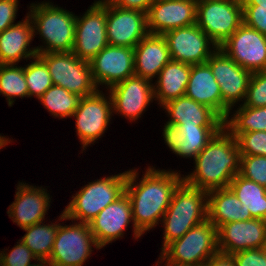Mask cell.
I'll return each mask as SVG.
<instances>
[{"label":"cell","instance_id":"cell-1","mask_svg":"<svg viewBox=\"0 0 266 266\" xmlns=\"http://www.w3.org/2000/svg\"><path fill=\"white\" fill-rule=\"evenodd\" d=\"M142 174L139 178V168L127 169L125 193L131 201L134 226L144 235L161 223L183 175L180 170L156 169L152 165Z\"/></svg>","mask_w":266,"mask_h":266},{"label":"cell","instance_id":"cell-2","mask_svg":"<svg viewBox=\"0 0 266 266\" xmlns=\"http://www.w3.org/2000/svg\"><path fill=\"white\" fill-rule=\"evenodd\" d=\"M193 163L192 171L183 174V181L187 185L206 191L229 188L232 179L240 172L236 137L223 126Z\"/></svg>","mask_w":266,"mask_h":266},{"label":"cell","instance_id":"cell-3","mask_svg":"<svg viewBox=\"0 0 266 266\" xmlns=\"http://www.w3.org/2000/svg\"><path fill=\"white\" fill-rule=\"evenodd\" d=\"M37 2L30 3L27 14L33 23L34 38L39 35L42 39V44L36 46L38 54L72 52L77 14L49 0Z\"/></svg>","mask_w":266,"mask_h":266},{"label":"cell","instance_id":"cell-4","mask_svg":"<svg viewBox=\"0 0 266 266\" xmlns=\"http://www.w3.org/2000/svg\"><path fill=\"white\" fill-rule=\"evenodd\" d=\"M208 191L187 185L184 181L173 193L171 203L161 220L162 251L191 228L207 220Z\"/></svg>","mask_w":266,"mask_h":266},{"label":"cell","instance_id":"cell-5","mask_svg":"<svg viewBox=\"0 0 266 266\" xmlns=\"http://www.w3.org/2000/svg\"><path fill=\"white\" fill-rule=\"evenodd\" d=\"M72 194V199L63 209L65 217L76 222L89 223L107 205L125 193L127 171L99 177Z\"/></svg>","mask_w":266,"mask_h":266},{"label":"cell","instance_id":"cell-6","mask_svg":"<svg viewBox=\"0 0 266 266\" xmlns=\"http://www.w3.org/2000/svg\"><path fill=\"white\" fill-rule=\"evenodd\" d=\"M70 221L62 211V222L57 229L56 238L49 261L53 266H84L94 250H100L90 231L88 223ZM94 248V250H93Z\"/></svg>","mask_w":266,"mask_h":266},{"label":"cell","instance_id":"cell-7","mask_svg":"<svg viewBox=\"0 0 266 266\" xmlns=\"http://www.w3.org/2000/svg\"><path fill=\"white\" fill-rule=\"evenodd\" d=\"M217 252V228L207 219L169 243L160 253L175 264L203 266Z\"/></svg>","mask_w":266,"mask_h":266},{"label":"cell","instance_id":"cell-8","mask_svg":"<svg viewBox=\"0 0 266 266\" xmlns=\"http://www.w3.org/2000/svg\"><path fill=\"white\" fill-rule=\"evenodd\" d=\"M98 89L95 93L80 98L71 119H75L76 136L80 140L81 152L94 145L105 135L113 116L112 100L108 91ZM108 95V96H106Z\"/></svg>","mask_w":266,"mask_h":266},{"label":"cell","instance_id":"cell-9","mask_svg":"<svg viewBox=\"0 0 266 266\" xmlns=\"http://www.w3.org/2000/svg\"><path fill=\"white\" fill-rule=\"evenodd\" d=\"M196 24L219 47L242 24L241 0H197Z\"/></svg>","mask_w":266,"mask_h":266},{"label":"cell","instance_id":"cell-10","mask_svg":"<svg viewBox=\"0 0 266 266\" xmlns=\"http://www.w3.org/2000/svg\"><path fill=\"white\" fill-rule=\"evenodd\" d=\"M38 56L46 63L54 85L80 97L98 90L90 63L78 58L73 52L41 53Z\"/></svg>","mask_w":266,"mask_h":266},{"label":"cell","instance_id":"cell-11","mask_svg":"<svg viewBox=\"0 0 266 266\" xmlns=\"http://www.w3.org/2000/svg\"><path fill=\"white\" fill-rule=\"evenodd\" d=\"M106 22L107 0H94L82 15L76 16L72 52L78 58L89 62L108 45Z\"/></svg>","mask_w":266,"mask_h":266},{"label":"cell","instance_id":"cell-12","mask_svg":"<svg viewBox=\"0 0 266 266\" xmlns=\"http://www.w3.org/2000/svg\"><path fill=\"white\" fill-rule=\"evenodd\" d=\"M220 86L222 94V119L225 120L232 107L244 102L251 72L239 66L220 48L206 61Z\"/></svg>","mask_w":266,"mask_h":266},{"label":"cell","instance_id":"cell-13","mask_svg":"<svg viewBox=\"0 0 266 266\" xmlns=\"http://www.w3.org/2000/svg\"><path fill=\"white\" fill-rule=\"evenodd\" d=\"M113 116L118 115L130 123L142 118L154 100L153 82L142 77L132 76L108 88Z\"/></svg>","mask_w":266,"mask_h":266},{"label":"cell","instance_id":"cell-14","mask_svg":"<svg viewBox=\"0 0 266 266\" xmlns=\"http://www.w3.org/2000/svg\"><path fill=\"white\" fill-rule=\"evenodd\" d=\"M88 224L100 249L113 241L124 238L125 230H128L130 224H132V236L135 241L143 236L134 226L131 201L126 193L107 205Z\"/></svg>","mask_w":266,"mask_h":266},{"label":"cell","instance_id":"cell-15","mask_svg":"<svg viewBox=\"0 0 266 266\" xmlns=\"http://www.w3.org/2000/svg\"><path fill=\"white\" fill-rule=\"evenodd\" d=\"M163 36L168 44L171 60L189 65L206 63L218 49L197 24L176 28Z\"/></svg>","mask_w":266,"mask_h":266},{"label":"cell","instance_id":"cell-16","mask_svg":"<svg viewBox=\"0 0 266 266\" xmlns=\"http://www.w3.org/2000/svg\"><path fill=\"white\" fill-rule=\"evenodd\" d=\"M218 48L251 73L266 71V36L244 23Z\"/></svg>","mask_w":266,"mask_h":266},{"label":"cell","instance_id":"cell-17","mask_svg":"<svg viewBox=\"0 0 266 266\" xmlns=\"http://www.w3.org/2000/svg\"><path fill=\"white\" fill-rule=\"evenodd\" d=\"M97 88H110L135 75L134 48L107 45L89 61ZM101 86V87H100Z\"/></svg>","mask_w":266,"mask_h":266},{"label":"cell","instance_id":"cell-18","mask_svg":"<svg viewBox=\"0 0 266 266\" xmlns=\"http://www.w3.org/2000/svg\"><path fill=\"white\" fill-rule=\"evenodd\" d=\"M17 184L14 201L7 210L8 217L21 229L45 221L52 203L47 188L25 181H18Z\"/></svg>","mask_w":266,"mask_h":266},{"label":"cell","instance_id":"cell-19","mask_svg":"<svg viewBox=\"0 0 266 266\" xmlns=\"http://www.w3.org/2000/svg\"><path fill=\"white\" fill-rule=\"evenodd\" d=\"M106 33L109 45L134 48L149 33L147 14L113 6L107 0Z\"/></svg>","mask_w":266,"mask_h":266},{"label":"cell","instance_id":"cell-20","mask_svg":"<svg viewBox=\"0 0 266 266\" xmlns=\"http://www.w3.org/2000/svg\"><path fill=\"white\" fill-rule=\"evenodd\" d=\"M197 0H155L147 13L150 34L196 24Z\"/></svg>","mask_w":266,"mask_h":266},{"label":"cell","instance_id":"cell-21","mask_svg":"<svg viewBox=\"0 0 266 266\" xmlns=\"http://www.w3.org/2000/svg\"><path fill=\"white\" fill-rule=\"evenodd\" d=\"M218 251L233 255L247 249L264 248L266 220L251 219L222 225L217 230Z\"/></svg>","mask_w":266,"mask_h":266},{"label":"cell","instance_id":"cell-22","mask_svg":"<svg viewBox=\"0 0 266 266\" xmlns=\"http://www.w3.org/2000/svg\"><path fill=\"white\" fill-rule=\"evenodd\" d=\"M159 109L168 117L163 129L171 130L175 125L224 126V120L214 110L186 96L172 99Z\"/></svg>","mask_w":266,"mask_h":266},{"label":"cell","instance_id":"cell-23","mask_svg":"<svg viewBox=\"0 0 266 266\" xmlns=\"http://www.w3.org/2000/svg\"><path fill=\"white\" fill-rule=\"evenodd\" d=\"M223 126H185L175 125L171 130L162 129L166 147L178 156L193 161L205 148L209 140ZM191 158V159H190Z\"/></svg>","mask_w":266,"mask_h":266},{"label":"cell","instance_id":"cell-24","mask_svg":"<svg viewBox=\"0 0 266 266\" xmlns=\"http://www.w3.org/2000/svg\"><path fill=\"white\" fill-rule=\"evenodd\" d=\"M32 41L33 23L26 13L24 19L0 33V64H18L36 57V47H30Z\"/></svg>","mask_w":266,"mask_h":266},{"label":"cell","instance_id":"cell-25","mask_svg":"<svg viewBox=\"0 0 266 266\" xmlns=\"http://www.w3.org/2000/svg\"><path fill=\"white\" fill-rule=\"evenodd\" d=\"M170 61L168 44L163 35L148 33L134 47L135 76L154 82Z\"/></svg>","mask_w":266,"mask_h":266},{"label":"cell","instance_id":"cell-26","mask_svg":"<svg viewBox=\"0 0 266 266\" xmlns=\"http://www.w3.org/2000/svg\"><path fill=\"white\" fill-rule=\"evenodd\" d=\"M185 96L208 106L222 118V94L207 63L191 65Z\"/></svg>","mask_w":266,"mask_h":266},{"label":"cell","instance_id":"cell-27","mask_svg":"<svg viewBox=\"0 0 266 266\" xmlns=\"http://www.w3.org/2000/svg\"><path fill=\"white\" fill-rule=\"evenodd\" d=\"M207 219L218 230L226 223L253 218L230 188H221L208 191Z\"/></svg>","mask_w":266,"mask_h":266},{"label":"cell","instance_id":"cell-28","mask_svg":"<svg viewBox=\"0 0 266 266\" xmlns=\"http://www.w3.org/2000/svg\"><path fill=\"white\" fill-rule=\"evenodd\" d=\"M190 73L189 64L174 60L167 63L153 82L156 104L161 107L172 99L185 96Z\"/></svg>","mask_w":266,"mask_h":266},{"label":"cell","instance_id":"cell-29","mask_svg":"<svg viewBox=\"0 0 266 266\" xmlns=\"http://www.w3.org/2000/svg\"><path fill=\"white\" fill-rule=\"evenodd\" d=\"M229 188L236 194L252 218L266 220V187L248 180L239 173L230 182Z\"/></svg>","mask_w":266,"mask_h":266},{"label":"cell","instance_id":"cell-30","mask_svg":"<svg viewBox=\"0 0 266 266\" xmlns=\"http://www.w3.org/2000/svg\"><path fill=\"white\" fill-rule=\"evenodd\" d=\"M57 219V220H56ZM55 222L42 221L21 230L26 233L20 240L33 252L38 260H49L56 238L57 229L62 221V212Z\"/></svg>","mask_w":266,"mask_h":266},{"label":"cell","instance_id":"cell-31","mask_svg":"<svg viewBox=\"0 0 266 266\" xmlns=\"http://www.w3.org/2000/svg\"><path fill=\"white\" fill-rule=\"evenodd\" d=\"M235 107L230 109L224 120V127L234 137L245 132L266 131V106L247 107L238 105Z\"/></svg>","mask_w":266,"mask_h":266},{"label":"cell","instance_id":"cell-32","mask_svg":"<svg viewBox=\"0 0 266 266\" xmlns=\"http://www.w3.org/2000/svg\"><path fill=\"white\" fill-rule=\"evenodd\" d=\"M80 98L65 88L53 84L38 100L53 118L60 120L71 118Z\"/></svg>","mask_w":266,"mask_h":266},{"label":"cell","instance_id":"cell-33","mask_svg":"<svg viewBox=\"0 0 266 266\" xmlns=\"http://www.w3.org/2000/svg\"><path fill=\"white\" fill-rule=\"evenodd\" d=\"M0 95L6 97L8 107H12L17 98H28L24 65L0 64Z\"/></svg>","mask_w":266,"mask_h":266},{"label":"cell","instance_id":"cell-34","mask_svg":"<svg viewBox=\"0 0 266 266\" xmlns=\"http://www.w3.org/2000/svg\"><path fill=\"white\" fill-rule=\"evenodd\" d=\"M24 64L28 98L39 99L52 85V77L46 63L37 55Z\"/></svg>","mask_w":266,"mask_h":266},{"label":"cell","instance_id":"cell-35","mask_svg":"<svg viewBox=\"0 0 266 266\" xmlns=\"http://www.w3.org/2000/svg\"><path fill=\"white\" fill-rule=\"evenodd\" d=\"M239 174L266 187V156L240 155Z\"/></svg>","mask_w":266,"mask_h":266},{"label":"cell","instance_id":"cell-36","mask_svg":"<svg viewBox=\"0 0 266 266\" xmlns=\"http://www.w3.org/2000/svg\"><path fill=\"white\" fill-rule=\"evenodd\" d=\"M37 261L38 258L20 239L12 249L0 250V266H32Z\"/></svg>","mask_w":266,"mask_h":266},{"label":"cell","instance_id":"cell-37","mask_svg":"<svg viewBox=\"0 0 266 266\" xmlns=\"http://www.w3.org/2000/svg\"><path fill=\"white\" fill-rule=\"evenodd\" d=\"M247 107L266 106V71L251 74L244 102Z\"/></svg>","mask_w":266,"mask_h":266},{"label":"cell","instance_id":"cell-38","mask_svg":"<svg viewBox=\"0 0 266 266\" xmlns=\"http://www.w3.org/2000/svg\"><path fill=\"white\" fill-rule=\"evenodd\" d=\"M236 141L240 155L266 156V131L241 133Z\"/></svg>","mask_w":266,"mask_h":266},{"label":"cell","instance_id":"cell-39","mask_svg":"<svg viewBox=\"0 0 266 266\" xmlns=\"http://www.w3.org/2000/svg\"><path fill=\"white\" fill-rule=\"evenodd\" d=\"M243 23L266 36V1L242 2Z\"/></svg>","mask_w":266,"mask_h":266},{"label":"cell","instance_id":"cell-40","mask_svg":"<svg viewBox=\"0 0 266 266\" xmlns=\"http://www.w3.org/2000/svg\"><path fill=\"white\" fill-rule=\"evenodd\" d=\"M236 266H266L264 248L247 249L233 254Z\"/></svg>","mask_w":266,"mask_h":266},{"label":"cell","instance_id":"cell-41","mask_svg":"<svg viewBox=\"0 0 266 266\" xmlns=\"http://www.w3.org/2000/svg\"><path fill=\"white\" fill-rule=\"evenodd\" d=\"M18 6L19 0H0V33L16 23Z\"/></svg>","mask_w":266,"mask_h":266},{"label":"cell","instance_id":"cell-42","mask_svg":"<svg viewBox=\"0 0 266 266\" xmlns=\"http://www.w3.org/2000/svg\"><path fill=\"white\" fill-rule=\"evenodd\" d=\"M113 6L124 9L139 10L148 13L150 6L155 0H108Z\"/></svg>","mask_w":266,"mask_h":266},{"label":"cell","instance_id":"cell-43","mask_svg":"<svg viewBox=\"0 0 266 266\" xmlns=\"http://www.w3.org/2000/svg\"><path fill=\"white\" fill-rule=\"evenodd\" d=\"M203 266H236L233 255L217 252Z\"/></svg>","mask_w":266,"mask_h":266},{"label":"cell","instance_id":"cell-44","mask_svg":"<svg viewBox=\"0 0 266 266\" xmlns=\"http://www.w3.org/2000/svg\"><path fill=\"white\" fill-rule=\"evenodd\" d=\"M13 142V138L10 139L8 136H4L0 134V150L5 149L7 145L11 144Z\"/></svg>","mask_w":266,"mask_h":266},{"label":"cell","instance_id":"cell-45","mask_svg":"<svg viewBox=\"0 0 266 266\" xmlns=\"http://www.w3.org/2000/svg\"><path fill=\"white\" fill-rule=\"evenodd\" d=\"M159 255H160L161 266H186V265L175 264V263L168 261L161 253Z\"/></svg>","mask_w":266,"mask_h":266},{"label":"cell","instance_id":"cell-46","mask_svg":"<svg viewBox=\"0 0 266 266\" xmlns=\"http://www.w3.org/2000/svg\"><path fill=\"white\" fill-rule=\"evenodd\" d=\"M32 266H53L49 260H38Z\"/></svg>","mask_w":266,"mask_h":266},{"label":"cell","instance_id":"cell-47","mask_svg":"<svg viewBox=\"0 0 266 266\" xmlns=\"http://www.w3.org/2000/svg\"><path fill=\"white\" fill-rule=\"evenodd\" d=\"M242 2H265L266 0H241Z\"/></svg>","mask_w":266,"mask_h":266},{"label":"cell","instance_id":"cell-48","mask_svg":"<svg viewBox=\"0 0 266 266\" xmlns=\"http://www.w3.org/2000/svg\"><path fill=\"white\" fill-rule=\"evenodd\" d=\"M152 266H161V265H160V256H159V258L157 259V261L155 262V264L152 265Z\"/></svg>","mask_w":266,"mask_h":266}]
</instances>
